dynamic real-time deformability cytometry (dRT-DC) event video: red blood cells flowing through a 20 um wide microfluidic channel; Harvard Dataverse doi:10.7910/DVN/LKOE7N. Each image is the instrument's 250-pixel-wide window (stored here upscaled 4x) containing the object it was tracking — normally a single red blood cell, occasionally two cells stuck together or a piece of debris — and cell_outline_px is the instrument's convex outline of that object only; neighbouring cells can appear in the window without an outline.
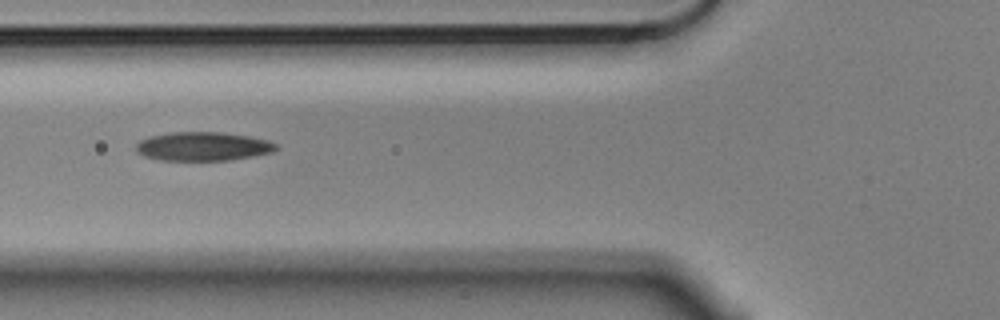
{"species": "Egyptian fruit bat (a non-hibernating species)", "species_latin": "Rousettus aegyptiacus", "temperature_condition": "cold", "stored_images_in_passage": 7, "camera_frame_rate_fps": 3000, "um_per_image_px": 0.085, "animal": {"sex": "male"}, "frame": {"image": 1, "passage_image": 6, "time_ms": 1.667, "image_size_px": [1000, 320], "cell_outline_px": [[280, 148], [272, 152], [252, 156], [228, 160], [160, 160], [144, 156], [136, 152], [136, 144], [140, 140], [152, 136], [172, 132], [220, 132], [248, 136], [268, 140], [276, 144]], "centroid_in_image_um": [17.25, 12.44], "position_along_channel_um": 108.5, "area_um2": 23.41}}
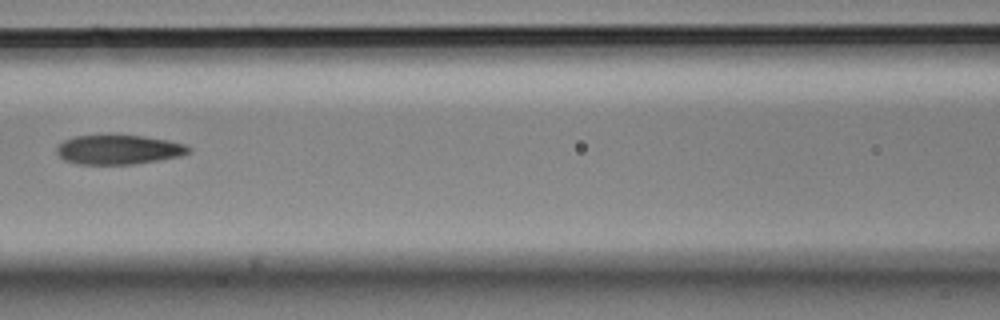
{"frame": {"image": 2, "passage_image": 7, "time_ms": 2.0, "image_size_px": [1000, 320], "cell_outline_px": [[192, 152], [180, 156], [132, 164], [76, 164], [64, 160], [56, 152], [56, 148], [64, 140], [76, 136], [144, 136], [168, 140], [184, 144], [192, 148]], "centroid_in_image_um": [10.1, 12.73], "position_along_channel_um": 156.5, "area_um2": 22.37}}